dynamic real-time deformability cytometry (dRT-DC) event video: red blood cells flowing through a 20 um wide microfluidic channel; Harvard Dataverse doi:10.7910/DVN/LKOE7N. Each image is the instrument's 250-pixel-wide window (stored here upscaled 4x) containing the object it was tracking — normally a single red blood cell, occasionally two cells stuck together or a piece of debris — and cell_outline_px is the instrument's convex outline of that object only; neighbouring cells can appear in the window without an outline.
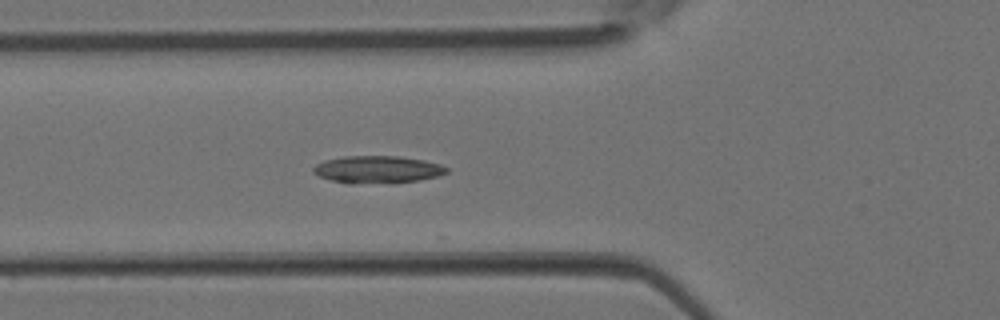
{"species": "Egyptian fruit bat (a non-hibernating species)", "species_latin": "Rousettus aegyptiacus", "temperature_condition": "room temperature", "stored_images_in_passage": 5, "camera_frame_rate_fps": 3000, "um_per_image_px": 0.085, "animal": {"sex": "female"}, "frame": {"image": 1, "passage_image": 5, "time_ms": 1.333, "image_size_px": [1000, 320], "cell_outline_px": [[448, 172], [440, 176], [420, 180], [352, 184], [348, 184], [332, 180], [320, 176], [312, 172], [312, 168], [316, 164], [324, 160], [344, 156], [400, 156], [424, 160], [440, 164], [448, 168]], "centroid_in_image_um": [32.08, 14.4], "position_along_channel_um": 93.7, "area_um2": 21.21}}